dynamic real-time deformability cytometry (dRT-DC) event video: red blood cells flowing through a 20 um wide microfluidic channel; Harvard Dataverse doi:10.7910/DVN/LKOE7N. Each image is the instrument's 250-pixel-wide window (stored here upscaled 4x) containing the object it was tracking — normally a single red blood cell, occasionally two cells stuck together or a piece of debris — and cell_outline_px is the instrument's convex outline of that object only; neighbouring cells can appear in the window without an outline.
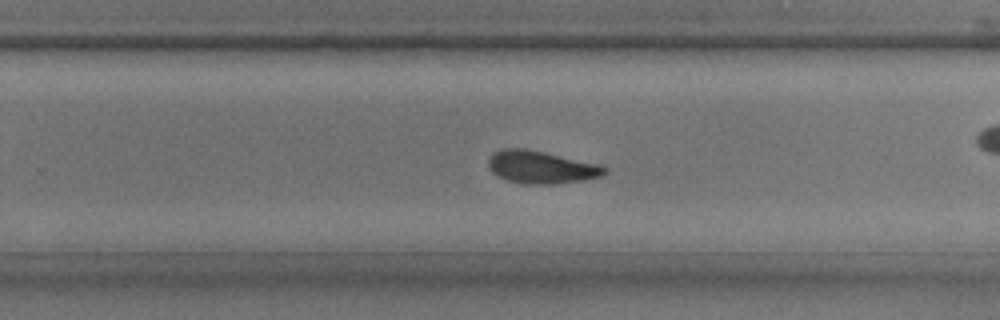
{"species": "common noctule bat (a hibernating species)", "species_latin": "Nyctalus noctula", "temperature_condition": "room temperature", "stored_images_in_passage": 37, "camera_frame_rate_fps": 3000, "um_per_image_px": 0.085, "animal": {"sex": "male", "body_mass_g": 17.9, "forearm_length_mm": 54.2}, "frame": {"image": 1, "passage_image": 22, "time_ms": 7.0, "image_size_px": [1000, 320], "cell_outline_px": [[608, 172], [600, 176], [584, 180], [556, 184], [524, 184], [508, 180], [492, 172], [488, 168], [488, 156], [492, 152], [500, 148], [524, 148], [544, 152], [600, 164], [608, 168]], "centroid_in_image_um": [45.99, 14.2], "position_along_channel_um": 283.8, "area_um2": 22.31}}
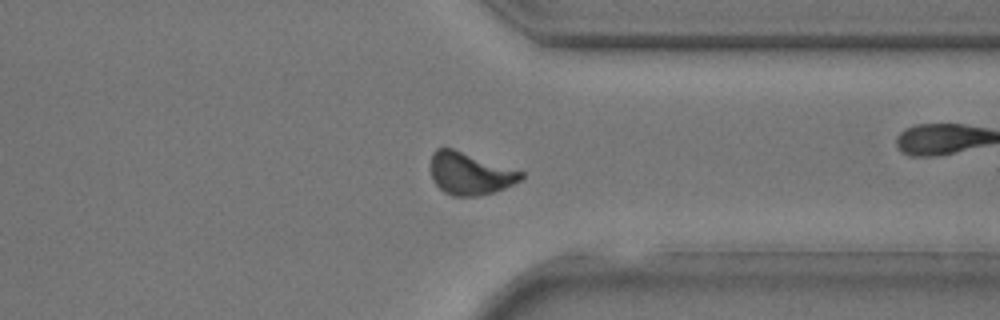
{"frame": {"image": 2, "passage_image": 27, "time_ms": 8.667, "image_size_px": [1000, 320], "cell_outline_px": [[524, 176], [520, 180], [504, 188], [492, 192], [476, 196], [452, 196], [444, 192], [432, 180], [432, 152], [436, 148], [452, 148], [524, 172]], "centroid_in_image_um": [39.94, 14.75], "position_along_channel_um": 371.5, "area_um2": 21.96}}
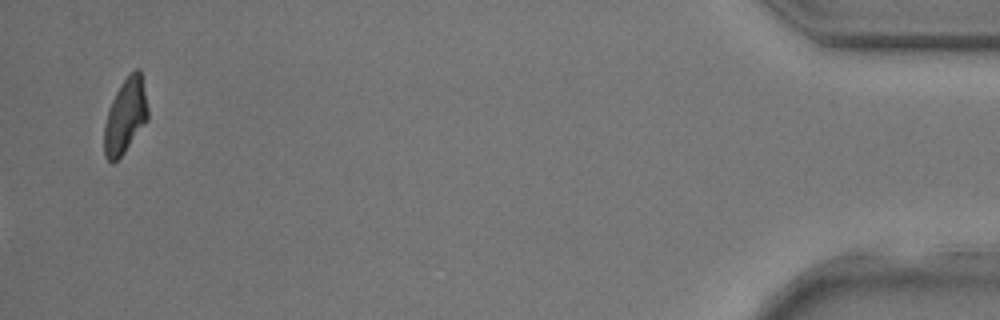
{"frame": {"image": 3, "passage_image": 37, "time_ms": 12.0, "image_size_px": [1000, 320], "cell_outline_px": [[148, 120], [124, 152], [112, 164], [104, 156], [104, 124], [112, 100], [120, 84], [136, 68], [140, 68], [148, 108]], "centroid_in_image_um": [10.65, 9.87], "position_along_channel_um": 424.5, "area_um2": 18.9}}